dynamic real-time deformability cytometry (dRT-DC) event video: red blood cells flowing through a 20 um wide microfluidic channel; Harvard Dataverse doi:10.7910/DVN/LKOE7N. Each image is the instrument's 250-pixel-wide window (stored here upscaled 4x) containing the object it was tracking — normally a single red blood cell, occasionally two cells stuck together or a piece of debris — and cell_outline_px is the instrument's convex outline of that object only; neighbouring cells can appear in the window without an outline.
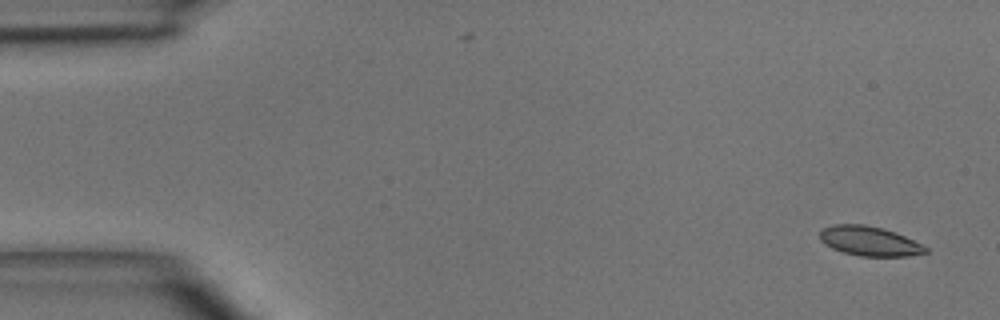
{"species": "common noctule bat (a hibernating species)", "species_latin": "Nyctalus noctula", "temperature_condition": "room temperature", "stored_images_in_passage": 5, "camera_frame_rate_fps": 3000, "um_per_image_px": 0.085, "animal": {"sex": "male", "body_mass_g": 15.6}, "frame": {"image": 1, "passage_image": 1, "time_ms": 0.0, "image_size_px": [1000, 320], "cell_outline_px": [[928, 252], [908, 256], [860, 256], [844, 252], [832, 248], [824, 244], [820, 240], [820, 232], [824, 228], [832, 224], [864, 224], [884, 228], [896, 232], [928, 248]], "centroid_in_image_um": [73.88, 20.48], "position_along_channel_um": 11.1, "area_um2": 18.15}}
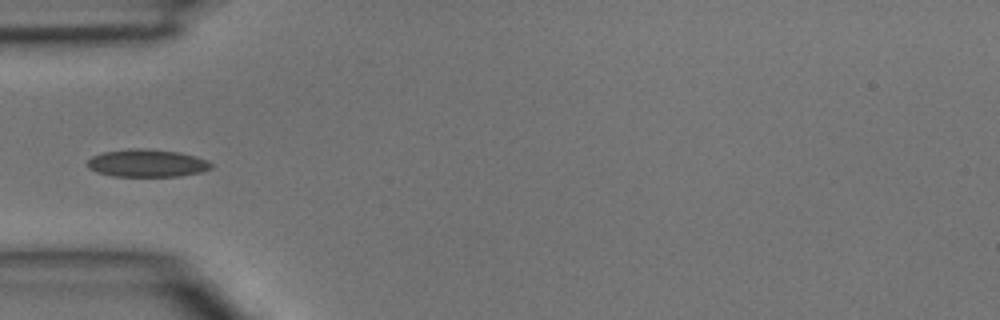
{"frame": {"image": 2, "passage_image": 4, "time_ms": 4.333, "image_size_px": [1000, 320], "cell_outline_px": [[212, 168], [200, 172], [180, 176], [112, 176], [96, 172], [88, 168], [88, 160], [92, 156], [104, 152], [132, 148], [144, 148], [180, 152], [196, 156], [208, 160], [212, 164]], "centroid_in_image_um": [12.51, 13.86], "position_along_channel_um": 72.5, "area_um2": 20.0}}
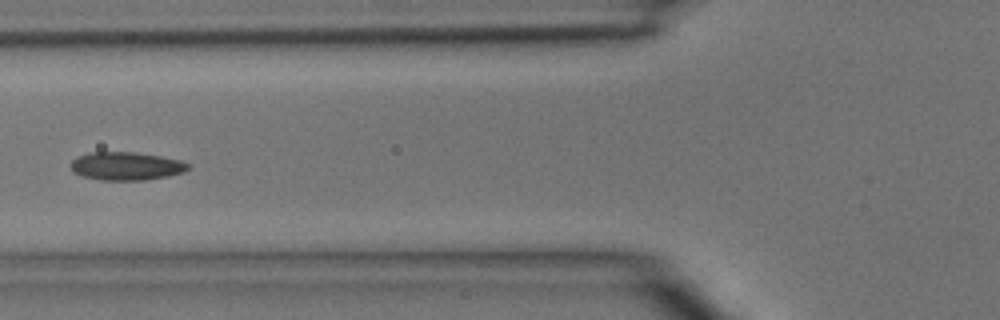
{"frame": {"image": 3, "passage_image": 5, "time_ms": 5.333, "image_size_px": [1000, 320], "cell_outline_px": [[192, 168], [184, 172], [168, 176], [144, 180], [100, 180], [84, 176], [72, 172], [68, 164], [76, 156], [92, 152], [136, 152], [160, 156], [180, 160], [192, 164]], "centroid_in_image_um": [10.73, 14.11], "position_along_channel_um": 115.1, "area_um2": 19.59}}